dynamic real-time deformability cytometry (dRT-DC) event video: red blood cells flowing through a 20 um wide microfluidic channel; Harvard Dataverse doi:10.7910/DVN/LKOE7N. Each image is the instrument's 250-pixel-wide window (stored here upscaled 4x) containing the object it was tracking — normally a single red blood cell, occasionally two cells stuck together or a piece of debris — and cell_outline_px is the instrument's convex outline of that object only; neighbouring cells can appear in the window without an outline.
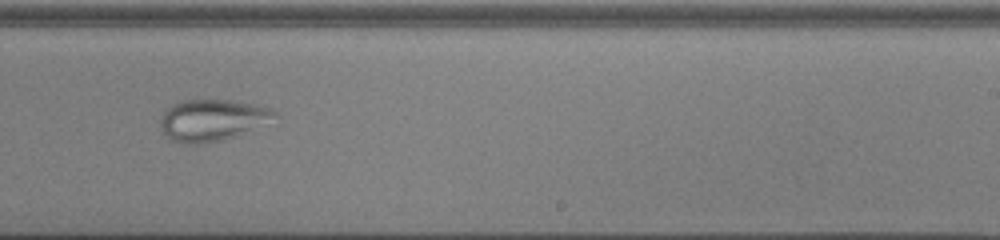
{"species": "common noctule bat (a hibernating species)", "species_latin": "Nyctalus noctula", "temperature_condition": "cold", "stored_images_in_passage": 34, "camera_frame_rate_fps": 3000, "um_per_image_px": 0.085, "animal": {"sex": "male", "body_mass_g": 13.0, "forearm_length_mm": 53.1}, "frame": {"image": 1, "passage_image": 16, "time_ms": 5.0, "image_size_px": [1000, 240], "cell_outline_px": [[276, 112], [236, 136], [224, 140], [200, 144], [184, 144], [168, 140], [160, 124], [164, 108], [180, 100], [232, 100], [272, 108]], "centroid_in_image_um": [17.85, 10.2], "position_along_channel_um": 271.1, "area_um2": 26.93}}
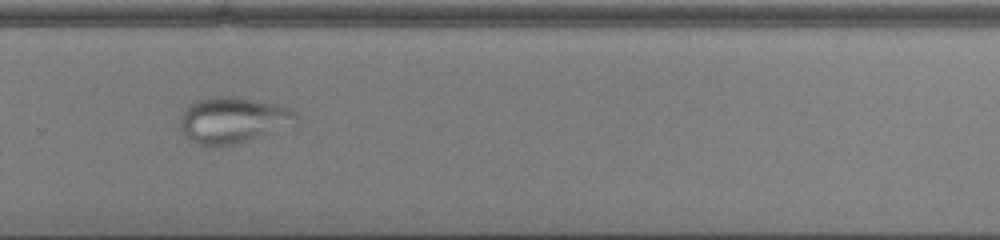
{"frame": {"image": 2, "passage_image": 19, "time_ms": 6.0, "image_size_px": [1000, 240], "cell_outline_px": [[300, 116], [296, 124], [232, 144], [216, 148], [196, 144], [184, 132], [180, 124], [180, 116], [184, 108], [188, 104], [196, 100], [216, 96], [228, 96], [276, 104], [292, 108]], "centroid_in_image_um": [19.79, 10.2], "position_along_channel_um": 310.0, "area_um2": 30.98}}
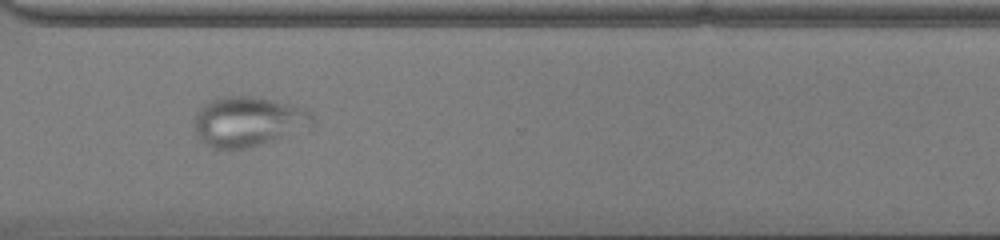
{"frame": {"image": 3, "passage_image": 22, "time_ms": 7.0, "image_size_px": [1000, 240], "cell_outline_px": [[316, 124], [312, 128], [248, 148], [212, 148], [204, 144], [196, 136], [196, 116], [200, 108], [204, 104], [220, 96], [252, 96], [272, 100], [308, 108], [316, 116]], "centroid_in_image_um": [21.19, 10.33], "position_along_channel_um": 349.4, "area_um2": 34.74}}